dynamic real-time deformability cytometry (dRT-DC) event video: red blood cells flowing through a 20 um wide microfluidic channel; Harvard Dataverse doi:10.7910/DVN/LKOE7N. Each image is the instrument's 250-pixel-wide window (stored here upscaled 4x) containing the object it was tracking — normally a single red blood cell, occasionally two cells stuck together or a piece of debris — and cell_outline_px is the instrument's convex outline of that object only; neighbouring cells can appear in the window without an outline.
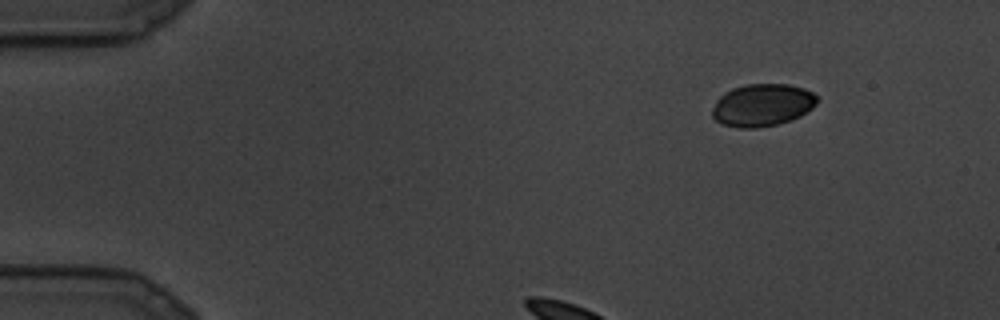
{"species": "common noctule bat (a hibernating species)", "species_latin": "Nyctalus noctula", "temperature_condition": "cold", "stored_images_in_passage": 9, "camera_frame_rate_fps": 3000, "um_per_image_px": 0.085, "animal": {"sex": "male", "body_mass_g": 19.5, "forearm_length_mm": 54.6}, "frame": {"image": 1, "passage_image": 1, "time_ms": 0.0, "image_size_px": [1000, 320], "cell_outline_px": [[820, 100], [812, 108], [800, 116], [776, 124], [756, 128], [740, 128], [724, 124], [716, 120], [712, 116], [712, 108], [716, 100], [724, 92], [732, 88], [744, 84], [788, 84], [804, 88], [812, 92]], "centroid_in_image_um": [64.79, 8.91], "position_along_channel_um": 20.2, "area_um2": 25.95}}
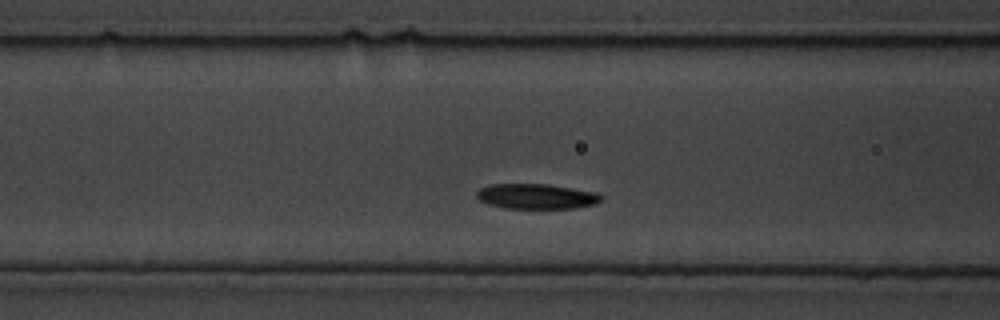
{"frame": {"image": 2, "passage_image": 7, "time_ms": 2.0, "image_size_px": [1000, 320], "cell_outline_px": [[604, 196], [596, 204], [572, 208], [504, 208], [488, 204], [480, 200], [476, 196], [476, 192], [480, 188], [492, 184], [548, 184], [596, 192]], "centroid_in_image_um": [45.59, 16.69], "position_along_channel_um": 121.0, "area_um2": 18.21}}